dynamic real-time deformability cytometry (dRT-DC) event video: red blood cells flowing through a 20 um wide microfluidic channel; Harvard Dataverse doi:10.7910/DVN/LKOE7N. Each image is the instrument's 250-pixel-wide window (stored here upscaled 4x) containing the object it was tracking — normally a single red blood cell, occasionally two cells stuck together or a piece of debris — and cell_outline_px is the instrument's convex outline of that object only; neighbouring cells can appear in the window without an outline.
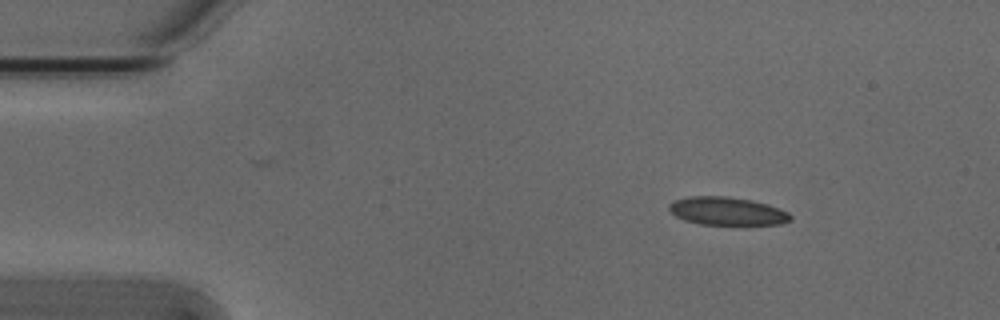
{"species": "Egyptian fruit bat (a non-hibernating species)", "species_latin": "Rousettus aegyptiacus", "temperature_condition": "cold", "stored_images_in_passage": 47, "camera_frame_rate_fps": 3000, "um_per_image_px": 0.085, "animal": {"sex": "male"}, "frame": {"image": 1, "passage_image": 1, "time_ms": 0.0, "image_size_px": [1000, 320], "cell_outline_px": [[792, 220], [780, 224], [748, 228], [744, 228], [700, 224], [684, 220], [676, 216], [668, 208], [668, 204], [676, 200], [692, 196], [724, 196], [752, 200], [768, 204], [788, 212], [792, 216]], "centroid_in_image_um": [61.89, 18.01], "position_along_channel_um": 23.1, "area_um2": 20.92}}
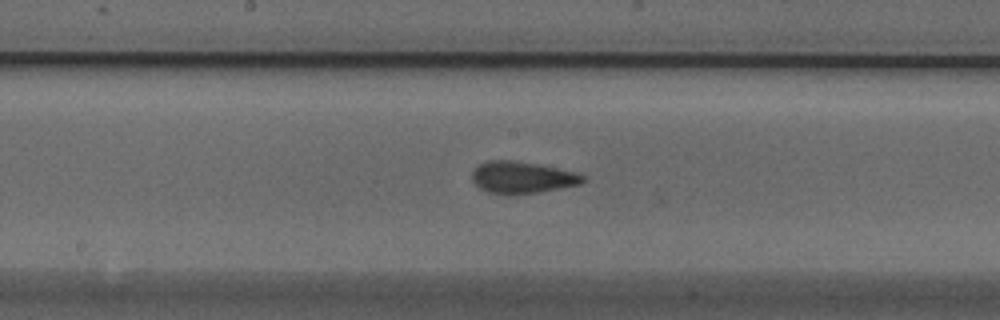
{"frame": {"image": 2, "passage_image": 21, "time_ms": 6.667, "image_size_px": [1000, 320], "cell_outline_px": [[588, 180], [580, 184], [536, 192], [508, 196], [488, 192], [480, 188], [472, 180], [472, 172], [480, 164], [488, 160], [508, 160], [536, 164], [576, 172], [584, 176]], "centroid_in_image_um": [44.37, 15.1], "position_along_channel_um": 203.8, "area_um2": 20.46}}
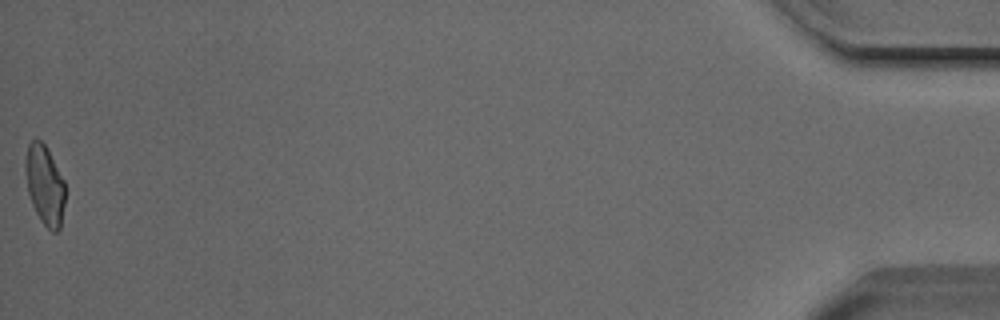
{"frame": {"image": 3, "passage_image": 47, "time_ms": 15.333, "image_size_px": [1000, 320], "cell_outline_px": [[64, 204], [60, 228], [56, 232], [52, 232], [40, 220], [32, 204], [28, 192], [24, 168], [24, 160], [28, 144], [32, 140], [40, 140], [44, 144], [64, 180]], "centroid_in_image_um": [3.78, 15.73], "position_along_channel_um": 431.4, "area_um2": 18.26}, "authors_computed_cell_mechanics": {"area_um2": 19.941, "velocity_mm_per_s": 3.8266, "shape_relaxation_time_tau1_ms": 6.0939, "shape_relaxation_time_tau2_ms": 2.3214, "deformation_change_tau1": 0.1421, "deformation_change_tau2": 0.0785}}